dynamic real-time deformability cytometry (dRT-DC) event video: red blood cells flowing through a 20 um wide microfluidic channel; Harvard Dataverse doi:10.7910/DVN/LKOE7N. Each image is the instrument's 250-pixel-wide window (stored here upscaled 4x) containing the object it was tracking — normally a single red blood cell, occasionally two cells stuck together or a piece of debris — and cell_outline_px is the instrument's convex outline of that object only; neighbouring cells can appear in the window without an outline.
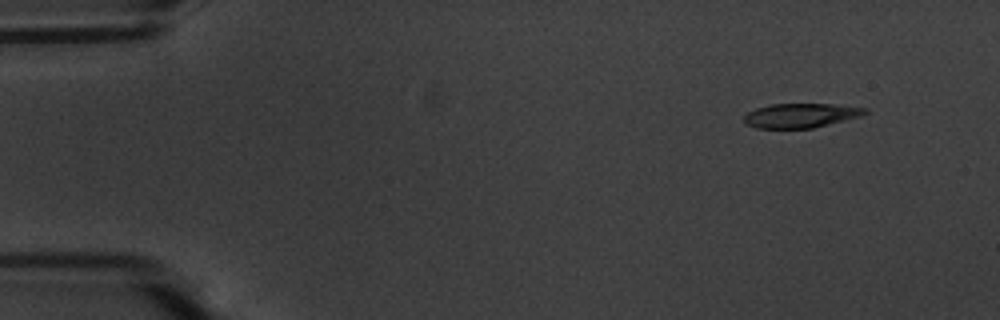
{"species": "common noctule bat (a hibernating species)", "species_latin": "Nyctalus noctula", "temperature_condition": "warm", "stored_images_in_passage": 52, "camera_frame_rate_fps": 3000, "um_per_image_px": 0.085, "animal": {"sex": "male", "body_mass_g": 20.1, "forearm_length_mm": 53.5}, "frame": {"image": 1, "passage_image": 1, "time_ms": 0.0, "image_size_px": [1000, 320], "cell_outline_px": [[868, 112], [860, 116], [812, 128], [756, 128], [744, 124], [744, 116], [748, 112], [756, 108], [768, 104], [832, 104], [868, 108]], "centroid_in_image_um": [68.02, 9.81], "position_along_channel_um": 17.0, "area_um2": 17.11}}
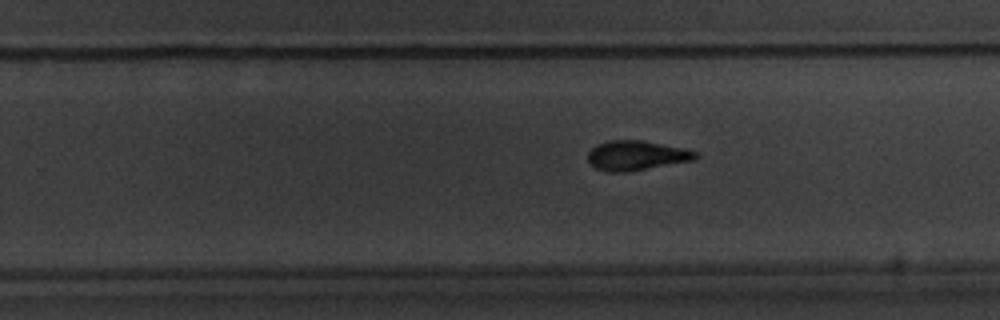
{"frame": {"image": 2, "passage_image": 31, "time_ms": 10.0, "image_size_px": [1000, 320], "cell_outline_px": [[700, 156], [696, 160], [628, 172], [608, 172], [596, 168], [588, 160], [588, 152], [596, 144], [608, 140], [644, 140], [684, 148], [700, 152]], "centroid_in_image_um": [54.15, 13.21], "position_along_channel_um": 275.6, "area_um2": 18.96}}
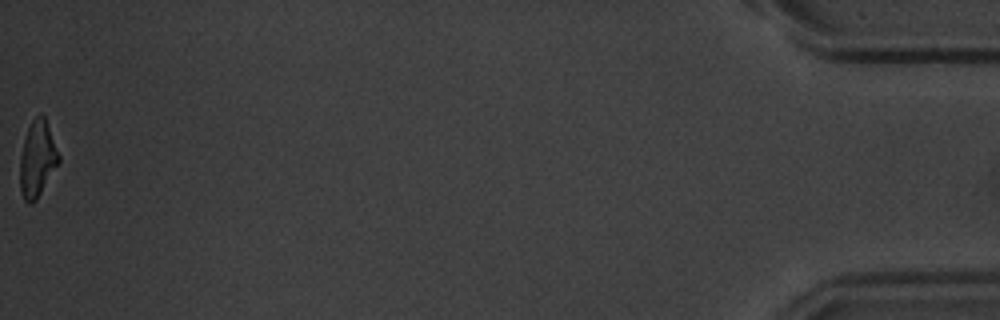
{"frame": {"image": 3, "passage_image": 52, "time_ms": 17.0, "image_size_px": [1000, 320], "cell_outline_px": [[60, 160], [36, 200], [32, 204], [28, 204], [24, 200], [20, 188], [20, 156], [24, 140], [28, 128], [32, 120], [40, 112], [44, 116], [60, 156]], "centroid_in_image_um": [3.16, 13.52], "position_along_channel_um": 432.0, "area_um2": 16.94}, "authors_computed_cell_mechanics": {"area_um2": 18.5249, "velocity_mm_per_s": 3.6092, "shape_relaxation_time_tau1_ms": 3.6184, "shape_relaxation_time_tau2_ms": 3.3134, "deformation_change_tau1": 0.1644, "deformation_change_tau2": 0.1102}}